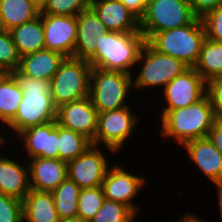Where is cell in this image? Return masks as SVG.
Returning <instances> with one entry per match:
<instances>
[{
  "instance_id": "obj_9",
  "label": "cell",
  "mask_w": 222,
  "mask_h": 222,
  "mask_svg": "<svg viewBox=\"0 0 222 222\" xmlns=\"http://www.w3.org/2000/svg\"><path fill=\"white\" fill-rule=\"evenodd\" d=\"M129 106L99 113L98 128L93 145L105 146L113 155L121 152L139 124L138 115ZM102 144V145H101Z\"/></svg>"
},
{
  "instance_id": "obj_8",
  "label": "cell",
  "mask_w": 222,
  "mask_h": 222,
  "mask_svg": "<svg viewBox=\"0 0 222 222\" xmlns=\"http://www.w3.org/2000/svg\"><path fill=\"white\" fill-rule=\"evenodd\" d=\"M196 18L188 0H148L140 32L147 42L157 32L191 24Z\"/></svg>"
},
{
  "instance_id": "obj_16",
  "label": "cell",
  "mask_w": 222,
  "mask_h": 222,
  "mask_svg": "<svg viewBox=\"0 0 222 222\" xmlns=\"http://www.w3.org/2000/svg\"><path fill=\"white\" fill-rule=\"evenodd\" d=\"M77 40L74 58L89 60L97 50V41L108 32L95 11L89 7L76 16Z\"/></svg>"
},
{
  "instance_id": "obj_11",
  "label": "cell",
  "mask_w": 222,
  "mask_h": 222,
  "mask_svg": "<svg viewBox=\"0 0 222 222\" xmlns=\"http://www.w3.org/2000/svg\"><path fill=\"white\" fill-rule=\"evenodd\" d=\"M100 146L90 145L80 156L67 162V175L81 189L102 186L109 168Z\"/></svg>"
},
{
  "instance_id": "obj_35",
  "label": "cell",
  "mask_w": 222,
  "mask_h": 222,
  "mask_svg": "<svg viewBox=\"0 0 222 222\" xmlns=\"http://www.w3.org/2000/svg\"><path fill=\"white\" fill-rule=\"evenodd\" d=\"M207 95L211 100L216 118L222 120V77L207 83Z\"/></svg>"
},
{
  "instance_id": "obj_6",
  "label": "cell",
  "mask_w": 222,
  "mask_h": 222,
  "mask_svg": "<svg viewBox=\"0 0 222 222\" xmlns=\"http://www.w3.org/2000/svg\"><path fill=\"white\" fill-rule=\"evenodd\" d=\"M141 66L137 76H132V87L137 90L145 88H161L163 89L177 75H180L188 67L180 60L167 54L156 51L147 42L142 47L136 63Z\"/></svg>"
},
{
  "instance_id": "obj_41",
  "label": "cell",
  "mask_w": 222,
  "mask_h": 222,
  "mask_svg": "<svg viewBox=\"0 0 222 222\" xmlns=\"http://www.w3.org/2000/svg\"><path fill=\"white\" fill-rule=\"evenodd\" d=\"M60 222H91V220H87L81 217H71L69 219L60 220Z\"/></svg>"
},
{
  "instance_id": "obj_22",
  "label": "cell",
  "mask_w": 222,
  "mask_h": 222,
  "mask_svg": "<svg viewBox=\"0 0 222 222\" xmlns=\"http://www.w3.org/2000/svg\"><path fill=\"white\" fill-rule=\"evenodd\" d=\"M23 201V222H60L52 192L30 189Z\"/></svg>"
},
{
  "instance_id": "obj_20",
  "label": "cell",
  "mask_w": 222,
  "mask_h": 222,
  "mask_svg": "<svg viewBox=\"0 0 222 222\" xmlns=\"http://www.w3.org/2000/svg\"><path fill=\"white\" fill-rule=\"evenodd\" d=\"M23 163L22 166L14 159L0 155V193L24 199L30 191V184L28 161L24 160Z\"/></svg>"
},
{
  "instance_id": "obj_39",
  "label": "cell",
  "mask_w": 222,
  "mask_h": 222,
  "mask_svg": "<svg viewBox=\"0 0 222 222\" xmlns=\"http://www.w3.org/2000/svg\"><path fill=\"white\" fill-rule=\"evenodd\" d=\"M176 222H205V220L199 218L197 214L195 215L193 212H188L185 213V215L179 218Z\"/></svg>"
},
{
  "instance_id": "obj_23",
  "label": "cell",
  "mask_w": 222,
  "mask_h": 222,
  "mask_svg": "<svg viewBox=\"0 0 222 222\" xmlns=\"http://www.w3.org/2000/svg\"><path fill=\"white\" fill-rule=\"evenodd\" d=\"M21 57L45 49L42 14L9 30Z\"/></svg>"
},
{
  "instance_id": "obj_28",
  "label": "cell",
  "mask_w": 222,
  "mask_h": 222,
  "mask_svg": "<svg viewBox=\"0 0 222 222\" xmlns=\"http://www.w3.org/2000/svg\"><path fill=\"white\" fill-rule=\"evenodd\" d=\"M92 142L84 135L59 125V159L70 161L80 156Z\"/></svg>"
},
{
  "instance_id": "obj_2",
  "label": "cell",
  "mask_w": 222,
  "mask_h": 222,
  "mask_svg": "<svg viewBox=\"0 0 222 222\" xmlns=\"http://www.w3.org/2000/svg\"><path fill=\"white\" fill-rule=\"evenodd\" d=\"M160 111V136L173 138L180 146L194 139L208 137L217 120L208 95L188 107Z\"/></svg>"
},
{
  "instance_id": "obj_19",
  "label": "cell",
  "mask_w": 222,
  "mask_h": 222,
  "mask_svg": "<svg viewBox=\"0 0 222 222\" xmlns=\"http://www.w3.org/2000/svg\"><path fill=\"white\" fill-rule=\"evenodd\" d=\"M181 147L208 180L214 185L222 183V154L208 137L188 141Z\"/></svg>"
},
{
  "instance_id": "obj_18",
  "label": "cell",
  "mask_w": 222,
  "mask_h": 222,
  "mask_svg": "<svg viewBox=\"0 0 222 222\" xmlns=\"http://www.w3.org/2000/svg\"><path fill=\"white\" fill-rule=\"evenodd\" d=\"M90 7L110 32H140V19L120 0H90Z\"/></svg>"
},
{
  "instance_id": "obj_3",
  "label": "cell",
  "mask_w": 222,
  "mask_h": 222,
  "mask_svg": "<svg viewBox=\"0 0 222 222\" xmlns=\"http://www.w3.org/2000/svg\"><path fill=\"white\" fill-rule=\"evenodd\" d=\"M146 43L141 32H110L97 41L96 53L88 60L92 67L132 75Z\"/></svg>"
},
{
  "instance_id": "obj_5",
  "label": "cell",
  "mask_w": 222,
  "mask_h": 222,
  "mask_svg": "<svg viewBox=\"0 0 222 222\" xmlns=\"http://www.w3.org/2000/svg\"><path fill=\"white\" fill-rule=\"evenodd\" d=\"M132 76L134 75L121 71H106L92 67L89 97L98 113L129 106L126 100L133 89Z\"/></svg>"
},
{
  "instance_id": "obj_15",
  "label": "cell",
  "mask_w": 222,
  "mask_h": 222,
  "mask_svg": "<svg viewBox=\"0 0 222 222\" xmlns=\"http://www.w3.org/2000/svg\"><path fill=\"white\" fill-rule=\"evenodd\" d=\"M29 159L35 157L59 159V125L57 120L25 129L17 136Z\"/></svg>"
},
{
  "instance_id": "obj_29",
  "label": "cell",
  "mask_w": 222,
  "mask_h": 222,
  "mask_svg": "<svg viewBox=\"0 0 222 222\" xmlns=\"http://www.w3.org/2000/svg\"><path fill=\"white\" fill-rule=\"evenodd\" d=\"M136 216L137 214L125 204L105 198L91 222H134Z\"/></svg>"
},
{
  "instance_id": "obj_37",
  "label": "cell",
  "mask_w": 222,
  "mask_h": 222,
  "mask_svg": "<svg viewBox=\"0 0 222 222\" xmlns=\"http://www.w3.org/2000/svg\"><path fill=\"white\" fill-rule=\"evenodd\" d=\"M208 138L217 150L222 154V120L217 119L209 131Z\"/></svg>"
},
{
  "instance_id": "obj_1",
  "label": "cell",
  "mask_w": 222,
  "mask_h": 222,
  "mask_svg": "<svg viewBox=\"0 0 222 222\" xmlns=\"http://www.w3.org/2000/svg\"><path fill=\"white\" fill-rule=\"evenodd\" d=\"M9 74L23 91L15 118L7 125L9 131L13 130L17 136L27 128L56 120L57 107L50 94V81L26 76L18 69Z\"/></svg>"
},
{
  "instance_id": "obj_25",
  "label": "cell",
  "mask_w": 222,
  "mask_h": 222,
  "mask_svg": "<svg viewBox=\"0 0 222 222\" xmlns=\"http://www.w3.org/2000/svg\"><path fill=\"white\" fill-rule=\"evenodd\" d=\"M193 68L206 83L222 77V43L206 37L202 43L197 63Z\"/></svg>"
},
{
  "instance_id": "obj_4",
  "label": "cell",
  "mask_w": 222,
  "mask_h": 222,
  "mask_svg": "<svg viewBox=\"0 0 222 222\" xmlns=\"http://www.w3.org/2000/svg\"><path fill=\"white\" fill-rule=\"evenodd\" d=\"M206 38L201 18L191 24L155 33L147 43L156 51L172 56L187 67H194Z\"/></svg>"
},
{
  "instance_id": "obj_40",
  "label": "cell",
  "mask_w": 222,
  "mask_h": 222,
  "mask_svg": "<svg viewBox=\"0 0 222 222\" xmlns=\"http://www.w3.org/2000/svg\"><path fill=\"white\" fill-rule=\"evenodd\" d=\"M215 187L217 188L216 192H217V197H218V201L217 204L219 205V214H220V218H221V222H222V183H219L217 185H215Z\"/></svg>"
},
{
  "instance_id": "obj_43",
  "label": "cell",
  "mask_w": 222,
  "mask_h": 222,
  "mask_svg": "<svg viewBox=\"0 0 222 222\" xmlns=\"http://www.w3.org/2000/svg\"><path fill=\"white\" fill-rule=\"evenodd\" d=\"M5 27H4V24H3V21H2V17H1V14H0V31H5Z\"/></svg>"
},
{
  "instance_id": "obj_24",
  "label": "cell",
  "mask_w": 222,
  "mask_h": 222,
  "mask_svg": "<svg viewBox=\"0 0 222 222\" xmlns=\"http://www.w3.org/2000/svg\"><path fill=\"white\" fill-rule=\"evenodd\" d=\"M0 14L9 31L38 17L40 6L33 0H0Z\"/></svg>"
},
{
  "instance_id": "obj_10",
  "label": "cell",
  "mask_w": 222,
  "mask_h": 222,
  "mask_svg": "<svg viewBox=\"0 0 222 222\" xmlns=\"http://www.w3.org/2000/svg\"><path fill=\"white\" fill-rule=\"evenodd\" d=\"M167 106L162 110L188 107L202 100L207 95V83L193 68L188 67L163 88Z\"/></svg>"
},
{
  "instance_id": "obj_26",
  "label": "cell",
  "mask_w": 222,
  "mask_h": 222,
  "mask_svg": "<svg viewBox=\"0 0 222 222\" xmlns=\"http://www.w3.org/2000/svg\"><path fill=\"white\" fill-rule=\"evenodd\" d=\"M23 91L9 73H0V123L7 126L17 113ZM5 124V125H4Z\"/></svg>"
},
{
  "instance_id": "obj_12",
  "label": "cell",
  "mask_w": 222,
  "mask_h": 222,
  "mask_svg": "<svg viewBox=\"0 0 222 222\" xmlns=\"http://www.w3.org/2000/svg\"><path fill=\"white\" fill-rule=\"evenodd\" d=\"M146 180L144 176L133 175L123 167H118V164L114 165L108 168L102 183L104 196L108 200L125 204L138 215L140 209L133 200L146 185Z\"/></svg>"
},
{
  "instance_id": "obj_36",
  "label": "cell",
  "mask_w": 222,
  "mask_h": 222,
  "mask_svg": "<svg viewBox=\"0 0 222 222\" xmlns=\"http://www.w3.org/2000/svg\"><path fill=\"white\" fill-rule=\"evenodd\" d=\"M188 2L198 18L203 17L222 4V0H188Z\"/></svg>"
},
{
  "instance_id": "obj_34",
  "label": "cell",
  "mask_w": 222,
  "mask_h": 222,
  "mask_svg": "<svg viewBox=\"0 0 222 222\" xmlns=\"http://www.w3.org/2000/svg\"><path fill=\"white\" fill-rule=\"evenodd\" d=\"M201 20L208 39L222 43V4L206 13Z\"/></svg>"
},
{
  "instance_id": "obj_13",
  "label": "cell",
  "mask_w": 222,
  "mask_h": 222,
  "mask_svg": "<svg viewBox=\"0 0 222 222\" xmlns=\"http://www.w3.org/2000/svg\"><path fill=\"white\" fill-rule=\"evenodd\" d=\"M98 115L88 96L60 105L56 120L61 127L78 132L93 142L98 128Z\"/></svg>"
},
{
  "instance_id": "obj_21",
  "label": "cell",
  "mask_w": 222,
  "mask_h": 222,
  "mask_svg": "<svg viewBox=\"0 0 222 222\" xmlns=\"http://www.w3.org/2000/svg\"><path fill=\"white\" fill-rule=\"evenodd\" d=\"M66 57L43 49L21 57L18 70L26 76L51 81Z\"/></svg>"
},
{
  "instance_id": "obj_27",
  "label": "cell",
  "mask_w": 222,
  "mask_h": 222,
  "mask_svg": "<svg viewBox=\"0 0 222 222\" xmlns=\"http://www.w3.org/2000/svg\"><path fill=\"white\" fill-rule=\"evenodd\" d=\"M81 188L68 177L52 192L60 220L76 217Z\"/></svg>"
},
{
  "instance_id": "obj_33",
  "label": "cell",
  "mask_w": 222,
  "mask_h": 222,
  "mask_svg": "<svg viewBox=\"0 0 222 222\" xmlns=\"http://www.w3.org/2000/svg\"><path fill=\"white\" fill-rule=\"evenodd\" d=\"M0 222H23V201L0 193Z\"/></svg>"
},
{
  "instance_id": "obj_31",
  "label": "cell",
  "mask_w": 222,
  "mask_h": 222,
  "mask_svg": "<svg viewBox=\"0 0 222 222\" xmlns=\"http://www.w3.org/2000/svg\"><path fill=\"white\" fill-rule=\"evenodd\" d=\"M20 59L10 31H0V73H9L18 69Z\"/></svg>"
},
{
  "instance_id": "obj_30",
  "label": "cell",
  "mask_w": 222,
  "mask_h": 222,
  "mask_svg": "<svg viewBox=\"0 0 222 222\" xmlns=\"http://www.w3.org/2000/svg\"><path fill=\"white\" fill-rule=\"evenodd\" d=\"M104 200L102 186L81 189L78 196L77 216L91 220L103 205Z\"/></svg>"
},
{
  "instance_id": "obj_42",
  "label": "cell",
  "mask_w": 222,
  "mask_h": 222,
  "mask_svg": "<svg viewBox=\"0 0 222 222\" xmlns=\"http://www.w3.org/2000/svg\"><path fill=\"white\" fill-rule=\"evenodd\" d=\"M5 135L0 133V147L6 145V137H4Z\"/></svg>"
},
{
  "instance_id": "obj_32",
  "label": "cell",
  "mask_w": 222,
  "mask_h": 222,
  "mask_svg": "<svg viewBox=\"0 0 222 222\" xmlns=\"http://www.w3.org/2000/svg\"><path fill=\"white\" fill-rule=\"evenodd\" d=\"M90 7V0H45L40 6L41 14L77 16Z\"/></svg>"
},
{
  "instance_id": "obj_14",
  "label": "cell",
  "mask_w": 222,
  "mask_h": 222,
  "mask_svg": "<svg viewBox=\"0 0 222 222\" xmlns=\"http://www.w3.org/2000/svg\"><path fill=\"white\" fill-rule=\"evenodd\" d=\"M45 49L73 57L77 40L76 16L42 14Z\"/></svg>"
},
{
  "instance_id": "obj_38",
  "label": "cell",
  "mask_w": 222,
  "mask_h": 222,
  "mask_svg": "<svg viewBox=\"0 0 222 222\" xmlns=\"http://www.w3.org/2000/svg\"><path fill=\"white\" fill-rule=\"evenodd\" d=\"M139 19L144 15L148 0H120Z\"/></svg>"
},
{
  "instance_id": "obj_44",
  "label": "cell",
  "mask_w": 222,
  "mask_h": 222,
  "mask_svg": "<svg viewBox=\"0 0 222 222\" xmlns=\"http://www.w3.org/2000/svg\"><path fill=\"white\" fill-rule=\"evenodd\" d=\"M34 2H36L39 6H41L45 0H33Z\"/></svg>"
},
{
  "instance_id": "obj_7",
  "label": "cell",
  "mask_w": 222,
  "mask_h": 222,
  "mask_svg": "<svg viewBox=\"0 0 222 222\" xmlns=\"http://www.w3.org/2000/svg\"><path fill=\"white\" fill-rule=\"evenodd\" d=\"M92 66L87 60L66 57L50 81L54 105L77 101L89 96Z\"/></svg>"
},
{
  "instance_id": "obj_17",
  "label": "cell",
  "mask_w": 222,
  "mask_h": 222,
  "mask_svg": "<svg viewBox=\"0 0 222 222\" xmlns=\"http://www.w3.org/2000/svg\"><path fill=\"white\" fill-rule=\"evenodd\" d=\"M30 189L53 192L67 177V162L35 157L28 160Z\"/></svg>"
}]
</instances>
